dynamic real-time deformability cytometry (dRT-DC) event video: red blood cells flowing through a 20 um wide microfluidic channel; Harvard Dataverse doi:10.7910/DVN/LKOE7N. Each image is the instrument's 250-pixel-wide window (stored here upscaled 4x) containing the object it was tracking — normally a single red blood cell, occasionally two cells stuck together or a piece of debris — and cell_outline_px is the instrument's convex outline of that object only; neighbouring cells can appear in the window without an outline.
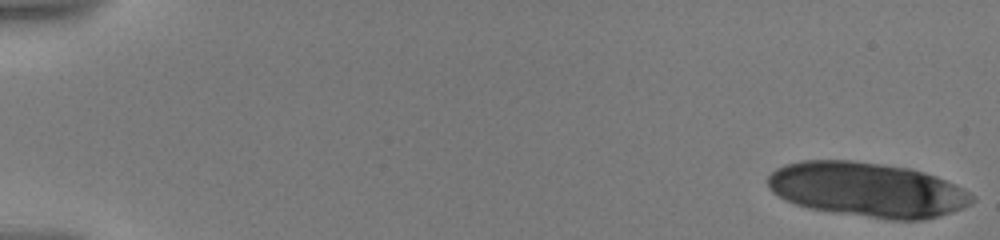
{"species": "human", "species_latin": "Homo sapiens", "temperature_condition": "warm", "stored_images_in_passage": 13, "camera_frame_rate_fps": 3000, "um_per_image_px": 0.085, "donor": {"sex": "male"}, "frame": {"image": 1, "passage_image": 1, "time_ms": 0.0, "image_size_px": [1000, 240], "cell_outline_px": [[976, 200], [972, 204], [964, 208], [940, 216], [924, 220], [888, 220], [832, 212], [808, 208], [784, 200], [772, 192], [768, 188], [768, 176], [776, 168], [784, 164], [804, 160], [852, 160], [908, 168], [924, 172], [936, 176], [964, 188], [976, 196]], "centroid_in_image_um": [73.75, 16.13], "position_along_channel_um": 11.2, "area_um2": 65.6}}